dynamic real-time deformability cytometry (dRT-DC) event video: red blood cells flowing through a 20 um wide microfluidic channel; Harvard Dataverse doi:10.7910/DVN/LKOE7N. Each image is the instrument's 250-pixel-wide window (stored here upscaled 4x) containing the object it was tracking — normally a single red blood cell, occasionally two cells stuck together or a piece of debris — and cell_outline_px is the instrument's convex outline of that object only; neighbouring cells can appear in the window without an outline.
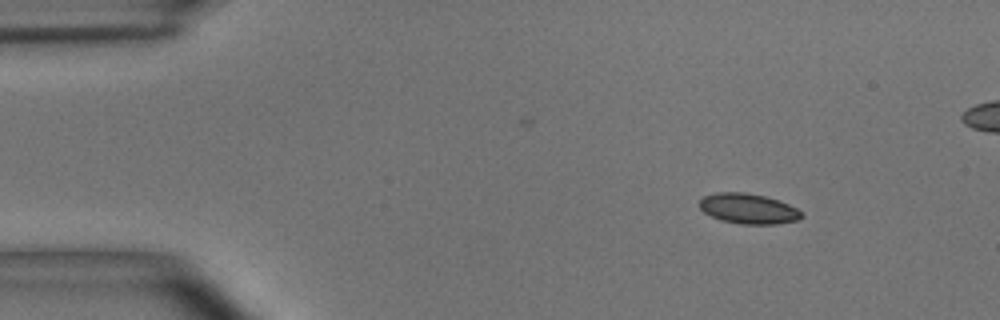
{"species": "common noctule bat (a hibernating species)", "species_latin": "Nyctalus noctula", "temperature_condition": "room temperature", "stored_images_in_passage": 4, "camera_frame_rate_fps": 3000, "um_per_image_px": 0.085, "animal": {"sex": "male", "body_mass_g": 15.6}, "frame": {"image": 1, "passage_image": 1, "time_ms": 0.0, "image_size_px": [1000, 320], "cell_outline_px": [[804, 216], [800, 220], [776, 224], [740, 224], [720, 220], [704, 212], [700, 208], [700, 200], [704, 196], [716, 192], [744, 192], [764, 196], [788, 204], [804, 212]], "centroid_in_image_um": [63.63, 17.74], "position_along_channel_um": 21.4, "area_um2": 18.03}}